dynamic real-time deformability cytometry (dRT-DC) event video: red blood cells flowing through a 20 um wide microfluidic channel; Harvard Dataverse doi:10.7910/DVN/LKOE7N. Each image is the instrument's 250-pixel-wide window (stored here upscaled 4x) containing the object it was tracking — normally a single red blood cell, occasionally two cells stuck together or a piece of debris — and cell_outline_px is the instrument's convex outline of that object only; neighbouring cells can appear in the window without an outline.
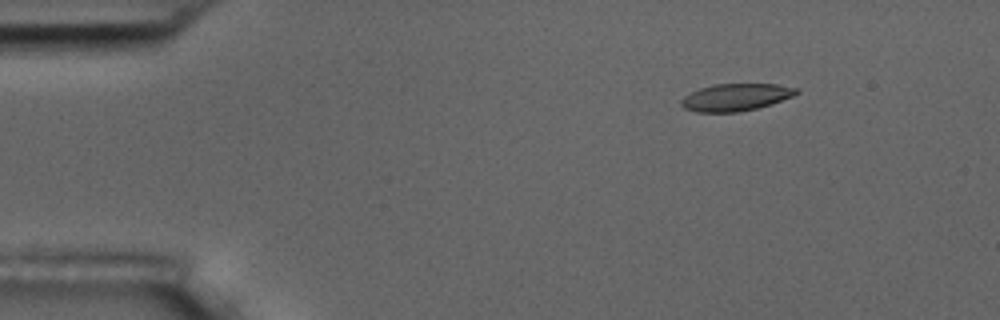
{"species": "common noctule bat (a hibernating species)", "species_latin": "Nyctalus noctula", "temperature_condition": "room temperature", "stored_images_in_passage": 13, "camera_frame_rate_fps": 3000, "um_per_image_px": 0.085, "animal": {"sex": "male", "body_mass_g": 17.5, "forearm_length_mm": 52.3}, "frame": {"image": 1, "passage_image": 3, "time_ms": 2.333, "image_size_px": [1000, 320], "cell_outline_px": [[800, 92], [792, 96], [772, 104], [756, 108], [736, 112], [696, 112], [684, 108], [680, 104], [680, 100], [684, 96], [700, 88], [712, 84], [776, 84], [800, 88]], "centroid_in_image_um": [62.54, 8.26], "position_along_channel_um": 22.5, "area_um2": 18.32}}
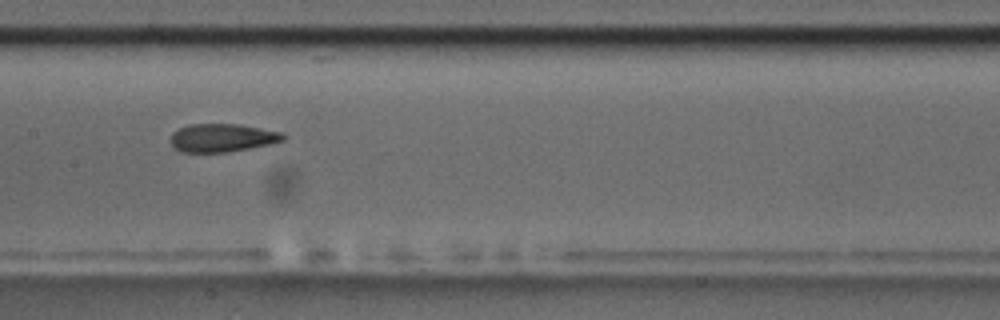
{"frame": {"image": 2, "passage_image": 8, "time_ms": 9.0, "image_size_px": [1000, 320], "cell_outline_px": [[288, 136], [284, 140], [272, 144], [228, 152], [180, 152], [168, 140], [172, 132], [188, 124], [240, 124], [284, 132]], "centroid_in_image_um": [18.92, 11.71], "position_along_channel_um": 188.5, "area_um2": 18.84}}
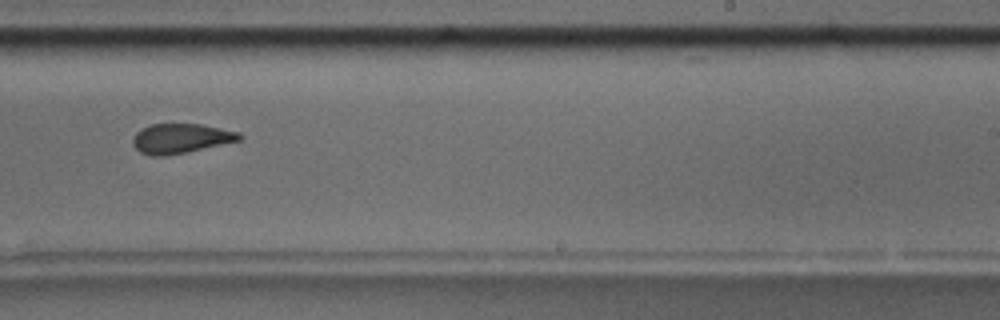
{"frame": {"image": 3, "passage_image": 10, "time_ms": 11.333, "image_size_px": [1000, 320], "cell_outline_px": [[244, 136], [240, 140], [184, 152], [164, 156], [152, 156], [140, 152], [132, 144], [132, 136], [140, 128], [152, 124], [200, 124], [240, 132]], "centroid_in_image_um": [15.33, 11.75], "position_along_channel_um": 273.7, "area_um2": 18.32}, "authors_computed_cell_mechanics": {"area_um2": 18.8428, "velocity_mm_per_s": 3.6532, "shape_relaxation_time_tau1_ms": null, "shape_relaxation_time_tau2_ms": 3.4138, "deformation_change_tau1": null, "deformation_change_tau2": 0.0718}}